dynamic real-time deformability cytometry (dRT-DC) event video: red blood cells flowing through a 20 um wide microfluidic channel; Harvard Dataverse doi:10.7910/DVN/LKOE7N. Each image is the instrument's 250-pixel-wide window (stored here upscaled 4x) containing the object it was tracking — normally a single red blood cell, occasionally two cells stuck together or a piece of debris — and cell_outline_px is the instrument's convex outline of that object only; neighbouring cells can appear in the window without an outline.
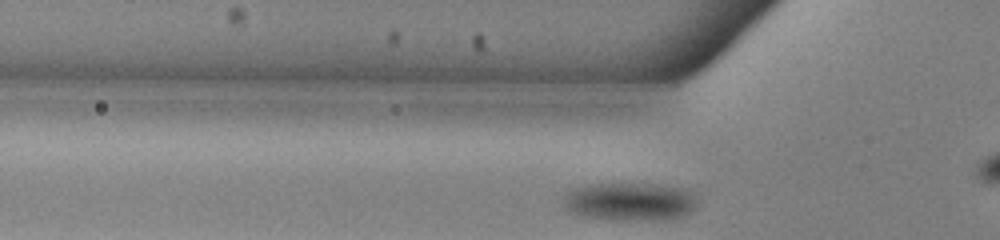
{"species": "common noctule bat (a hibernating species)", "species_latin": "Nyctalus noctula", "temperature_condition": "warm", "stored_images_in_passage": 37, "camera_frame_rate_fps": 3000, "um_per_image_px": 0.085, "animal": {"sex": "male", "body_mass_g": 13.0, "forearm_length_mm": 53.1}, "frame": {"image": 1, "passage_image": 11, "time_ms": 3.333, "image_size_px": [1000, 240], "cell_outline_px": [[700, 204], [696, 208], [684, 216], [672, 220], [612, 220], [584, 216], [568, 212], [560, 204], [564, 196], [572, 188], [588, 184], [652, 184], [680, 188], [688, 192]], "centroid_in_image_um": [53.49, 17.16], "position_along_channel_um": 72.3, "area_um2": 30.23}}
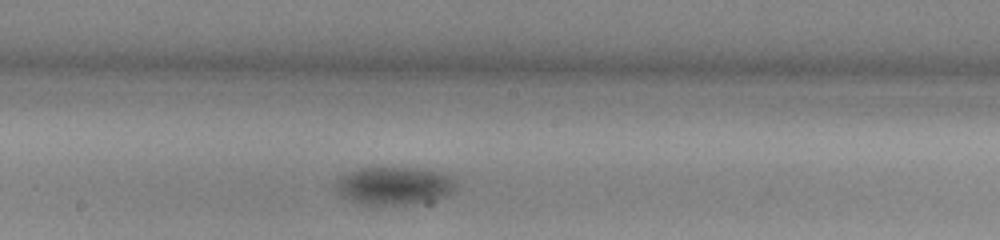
{"frame": {"image": 2, "passage_image": 22, "time_ms": 7.0, "image_size_px": [1000, 240], "cell_outline_px": [[456, 188], [452, 192], [444, 196], [404, 204], [356, 204], [348, 200], [340, 192], [336, 184], [336, 180], [348, 172], [360, 168], [380, 164], [416, 168], [440, 172], [448, 176], [456, 184]], "centroid_in_image_um": [33.44, 15.73], "position_along_channel_um": 214.8, "area_um2": 26.59}}
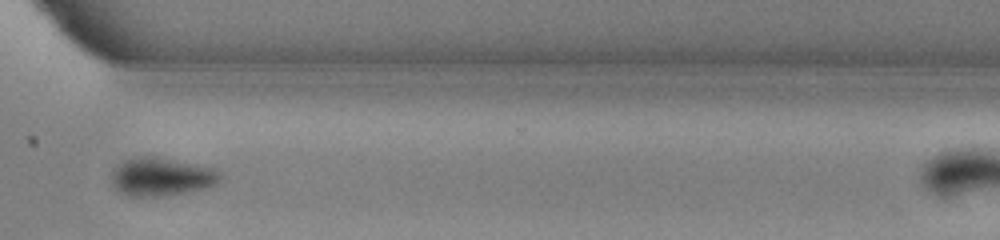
{"frame": {"image": 3, "passage_image": 33, "time_ms": 10.667, "image_size_px": [1000, 240], "cell_outline_px": [[220, 180], [216, 184], [208, 188], [168, 196], [128, 196], [120, 192], [112, 184], [112, 176], [116, 168], [124, 160], [132, 156], [152, 156], [212, 168], [220, 172]], "centroid_in_image_um": [13.72, 15.04], "position_along_channel_um": 356.9, "area_um2": 24.04}}